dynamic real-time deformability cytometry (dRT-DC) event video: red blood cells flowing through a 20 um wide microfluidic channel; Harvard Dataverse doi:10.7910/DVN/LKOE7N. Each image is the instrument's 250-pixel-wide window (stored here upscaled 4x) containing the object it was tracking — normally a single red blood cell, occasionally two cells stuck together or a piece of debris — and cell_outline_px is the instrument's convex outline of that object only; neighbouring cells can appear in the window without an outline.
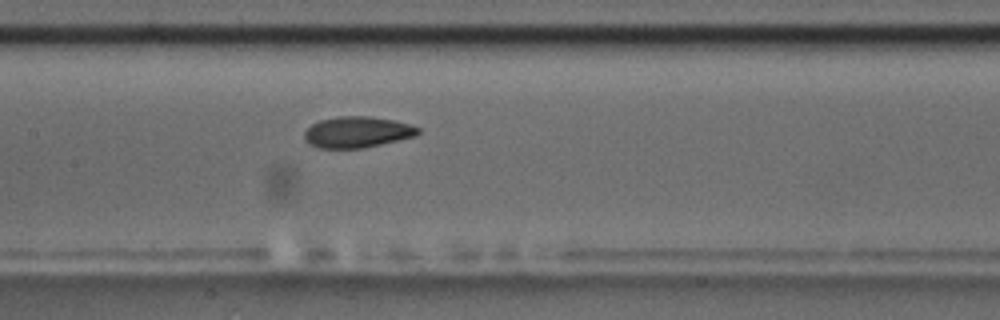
{"species": "common noctule bat (a hibernating species)", "species_latin": "Nyctalus noctula", "temperature_condition": "room temperature", "stored_images_in_passage": 7, "camera_frame_rate_fps": 3000, "um_per_image_px": 0.085, "animal": {"sex": "male", "body_mass_g": 17.5, "forearm_length_mm": 52.3}, "frame": {"image": 1, "passage_image": 7, "time_ms": 8.667, "image_size_px": [1000, 320], "cell_outline_px": [[420, 132], [416, 136], [364, 148], [320, 148], [308, 144], [304, 140], [304, 132], [312, 124], [320, 120], [340, 116], [372, 116], [412, 124], [420, 128]], "centroid_in_image_um": [30.37, 11.23], "position_along_channel_um": 177.0, "area_um2": 20.75}}